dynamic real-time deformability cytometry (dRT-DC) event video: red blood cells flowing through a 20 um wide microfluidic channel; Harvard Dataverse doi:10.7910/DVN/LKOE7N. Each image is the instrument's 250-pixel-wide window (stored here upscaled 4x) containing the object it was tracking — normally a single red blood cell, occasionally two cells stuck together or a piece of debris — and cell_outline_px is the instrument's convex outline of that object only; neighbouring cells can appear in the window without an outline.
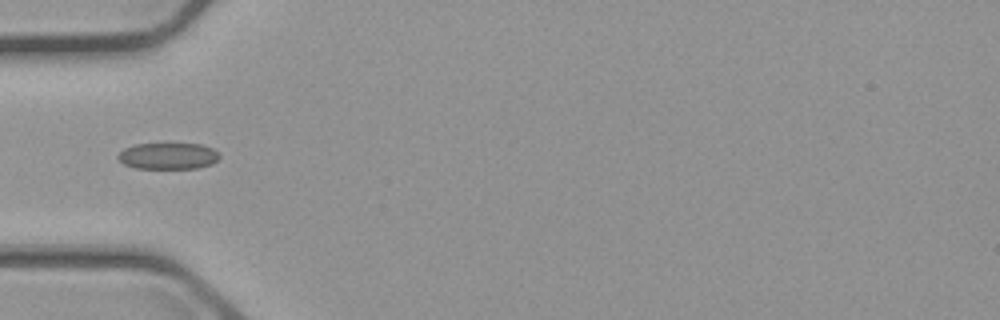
{"species": "common noctule bat (a hibernating species)", "species_latin": "Nyctalus noctula", "temperature_condition": "cold", "stored_images_in_passage": 5, "camera_frame_rate_fps": 3000, "um_per_image_px": 0.085, "animal": {"sex": "male", "body_mass_g": 23.1, "forearm_length_mm": 52.7}, "frame": {"image": 1, "passage_image": 2, "time_ms": 1.333, "image_size_px": [1000, 320], "cell_outline_px": [[220, 156], [212, 164], [196, 168], [136, 168], [124, 164], [116, 156], [124, 148], [136, 144], [200, 144], [212, 148]], "centroid_in_image_um": [14.27, 13.26], "position_along_channel_um": 70.7, "area_um2": 15.43}}
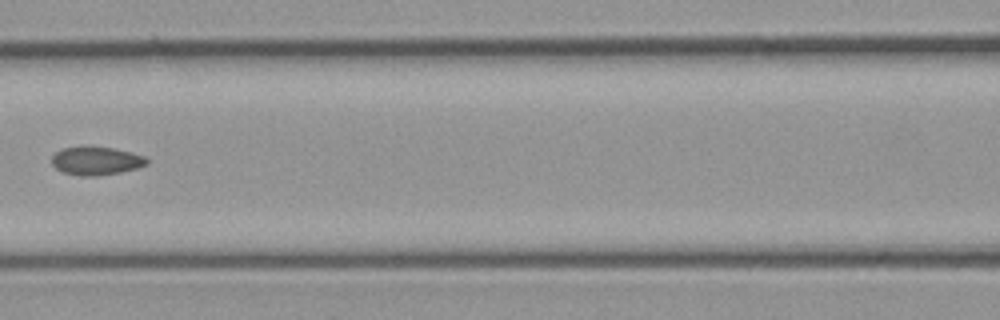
{"frame": {"image": 2, "passage_image": 4, "time_ms": 3.667, "image_size_px": [1000, 320], "cell_outline_px": [[148, 164], [136, 168], [120, 172], [96, 176], [80, 176], [64, 172], [56, 168], [52, 164], [52, 156], [56, 152], [64, 148], [84, 144], [112, 148], [132, 152], [144, 156], [148, 160]], "centroid_in_image_um": [8.16, 13.64], "position_along_channel_um": 158.4, "area_um2": 15.95}}
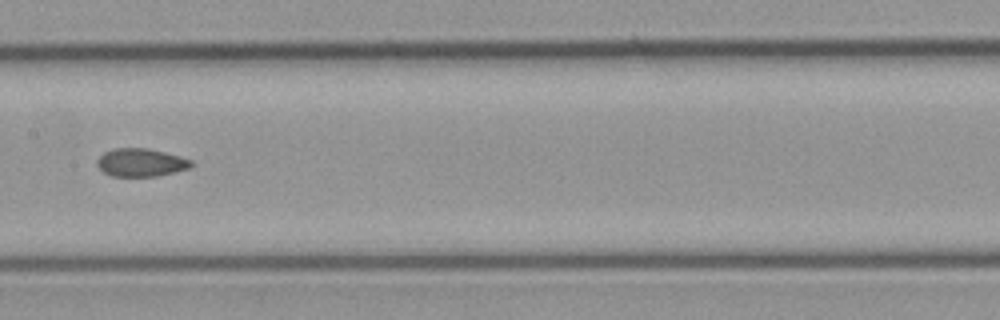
{"frame": {"image": 3, "passage_image": 5, "time_ms": 4.667, "image_size_px": [1000, 320], "cell_outline_px": [[192, 164], [188, 168], [156, 176], [112, 176], [104, 172], [96, 164], [96, 160], [104, 152], [112, 148], [148, 148], [180, 156], [192, 160]], "centroid_in_image_um": [11.94, 13.8], "position_along_channel_um": 195.5, "area_um2": 15.26}}